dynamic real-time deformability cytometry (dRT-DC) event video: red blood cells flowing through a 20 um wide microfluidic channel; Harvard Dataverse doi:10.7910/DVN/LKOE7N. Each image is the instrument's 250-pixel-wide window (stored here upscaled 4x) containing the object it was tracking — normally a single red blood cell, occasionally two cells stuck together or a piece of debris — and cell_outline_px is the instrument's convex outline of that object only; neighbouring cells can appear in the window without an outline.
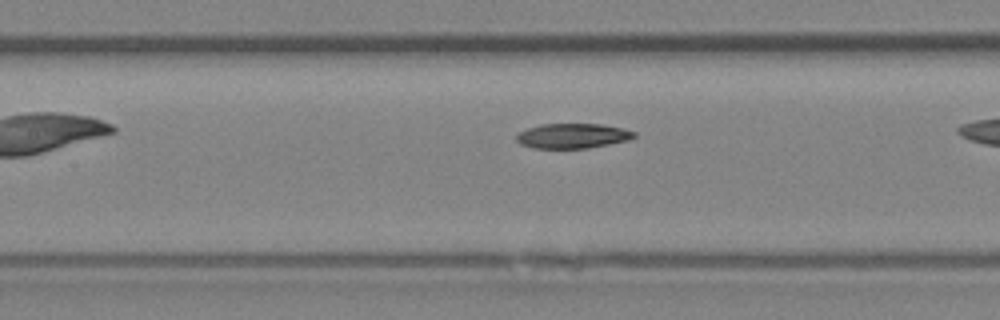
{"species": "Egyptian fruit bat (a non-hibernating species)", "species_latin": "Rousettus aegyptiacus", "temperature_condition": "room temperature", "stored_images_in_passage": 20, "camera_frame_rate_fps": 3000, "um_per_image_px": 0.085, "animal": {"sex": "female"}, "frame": {"image": 1, "passage_image": 6, "time_ms": 1.667, "image_size_px": [1000, 320], "cell_outline_px": [[636, 136], [628, 140], [588, 148], [532, 148], [520, 144], [516, 140], [516, 136], [520, 132], [528, 128], [540, 124], [600, 124], [624, 128], [636, 132]], "centroid_in_image_um": [48.67, 11.55], "position_along_channel_um": 158.7, "area_um2": 17.05}}